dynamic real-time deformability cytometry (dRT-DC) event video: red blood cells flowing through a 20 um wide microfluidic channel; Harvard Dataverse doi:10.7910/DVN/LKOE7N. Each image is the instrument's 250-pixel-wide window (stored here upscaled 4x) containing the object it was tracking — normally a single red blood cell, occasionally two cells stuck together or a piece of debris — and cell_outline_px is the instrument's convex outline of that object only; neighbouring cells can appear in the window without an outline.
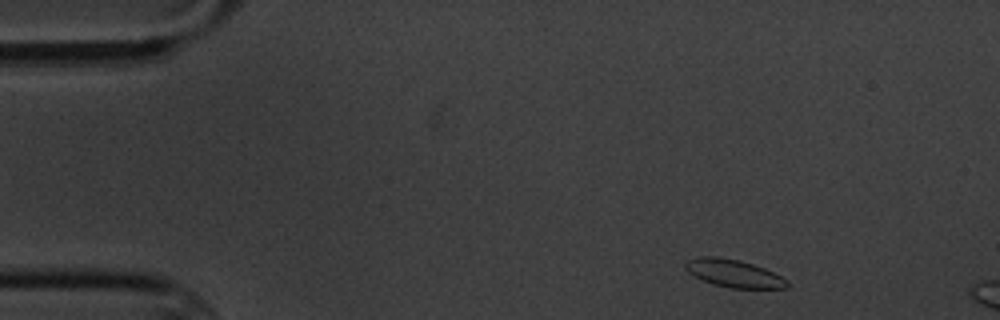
{"species": "common noctule bat (a hibernating species)", "species_latin": "Nyctalus noctula", "temperature_condition": "cold", "stored_images_in_passage": 3, "camera_frame_rate_fps": 3000, "um_per_image_px": 0.085, "animal": {"sex": "male", "body_mass_g": 20.1, "forearm_length_mm": 53.5}, "frame": {"image": 1, "passage_image": 1, "time_ms": 0.0, "image_size_px": [1000, 320], "cell_outline_px": [[788, 288], [728, 288], [712, 284], [692, 276], [684, 268], [684, 264], [688, 260], [700, 256], [720, 256], [740, 260], [764, 268], [788, 280]], "centroid_in_image_um": [62.32, 23.23], "position_along_channel_um": 22.7, "area_um2": 16.59}}